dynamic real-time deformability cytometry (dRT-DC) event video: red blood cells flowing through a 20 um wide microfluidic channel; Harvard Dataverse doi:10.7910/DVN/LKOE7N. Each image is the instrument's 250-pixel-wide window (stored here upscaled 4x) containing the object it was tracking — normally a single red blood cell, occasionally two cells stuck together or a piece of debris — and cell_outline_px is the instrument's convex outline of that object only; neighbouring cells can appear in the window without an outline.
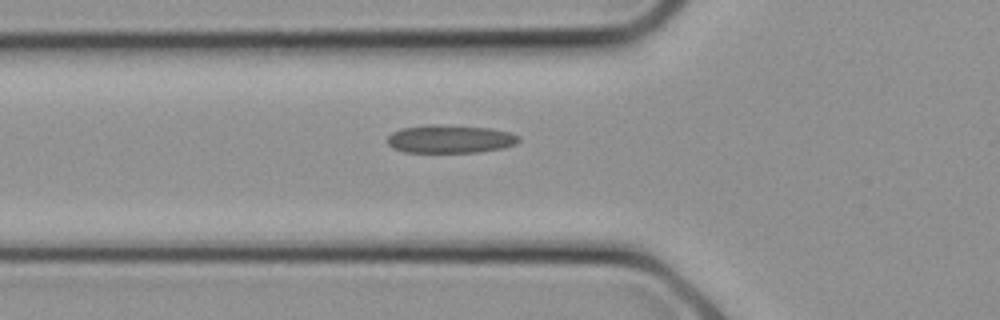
{"species": "common noctule bat (a hibernating species)", "species_latin": "Nyctalus noctula", "temperature_condition": "cold", "stored_images_in_passage": 8, "camera_frame_rate_fps": 3000, "um_per_image_px": 0.085, "animal": {"sex": "female", "body_mass_g": 21.9}, "frame": {"image": 1, "passage_image": 3, "time_ms": 0.667, "image_size_px": [1000, 320], "cell_outline_px": [[520, 140], [516, 144], [504, 148], [480, 152], [404, 152], [392, 148], [388, 144], [388, 136], [392, 132], [400, 128], [428, 124], [440, 124], [488, 128], [508, 132], [520, 136]], "centroid_in_image_um": [38.24, 11.81], "position_along_channel_um": 87.6, "area_um2": 21.73}}
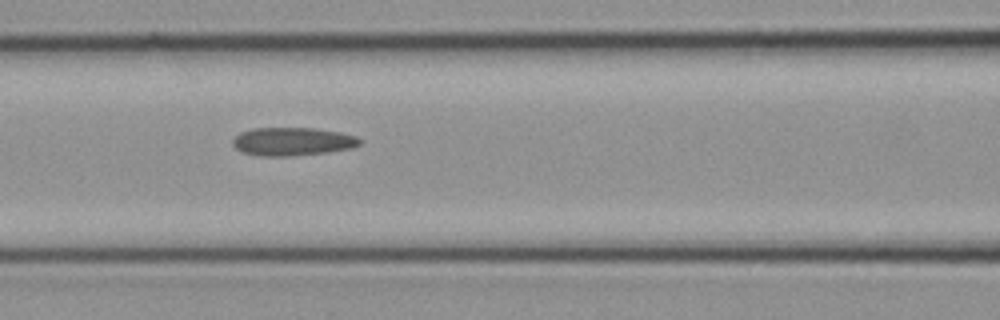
{"frame": {"image": 2, "passage_image": 5, "time_ms": 1.333, "image_size_px": [1000, 320], "cell_outline_px": [[360, 144], [352, 148], [328, 152], [292, 156], [260, 156], [240, 152], [232, 144], [232, 140], [240, 132], [252, 128], [312, 128], [340, 132], [356, 136], [360, 140]], "centroid_in_image_um": [24.83, 12.03], "position_along_channel_um": 141.8, "area_um2": 20.98}}
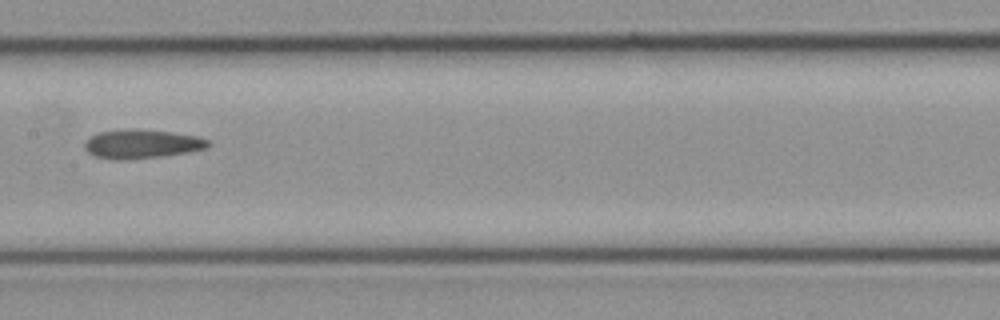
{"frame": {"image": 3, "passage_image": 7, "time_ms": 2.0, "image_size_px": [1000, 320], "cell_outline_px": [[212, 144], [208, 148], [188, 152], [160, 156], [128, 160], [112, 160], [96, 156], [88, 152], [84, 148], [84, 140], [100, 132], [168, 132], [196, 136], [208, 140]], "centroid_in_image_um": [12.07, 12.3], "position_along_channel_um": 195.3, "area_um2": 19.83}}